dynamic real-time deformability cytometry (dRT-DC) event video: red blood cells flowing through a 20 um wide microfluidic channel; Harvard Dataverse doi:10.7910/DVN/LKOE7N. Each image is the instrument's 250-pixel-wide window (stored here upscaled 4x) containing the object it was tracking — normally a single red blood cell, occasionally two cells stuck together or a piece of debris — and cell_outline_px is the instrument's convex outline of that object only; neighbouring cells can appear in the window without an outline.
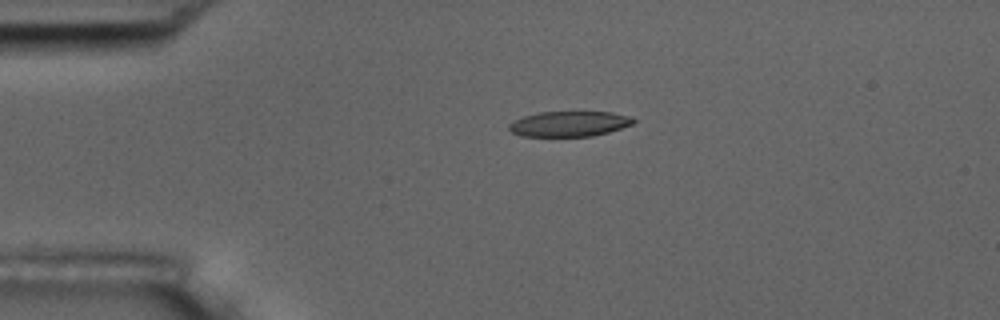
{"species": "common noctule bat (a hibernating species)", "species_latin": "Nyctalus noctula", "temperature_condition": "room temperature", "stored_images_in_passage": 5, "camera_frame_rate_fps": 3000, "um_per_image_px": 0.085, "animal": {"sex": "male", "body_mass_g": 17.5, "forearm_length_mm": 52.3}, "frame": {"image": 1, "passage_image": 4, "time_ms": 3.667, "image_size_px": [1000, 320], "cell_outline_px": [[636, 120], [632, 124], [608, 132], [592, 136], [520, 136], [512, 132], [508, 128], [508, 124], [512, 120], [524, 116], [540, 112], [612, 112], [632, 116]], "centroid_in_image_um": [48.37, 10.52], "position_along_channel_um": 36.6, "area_um2": 18.38}}